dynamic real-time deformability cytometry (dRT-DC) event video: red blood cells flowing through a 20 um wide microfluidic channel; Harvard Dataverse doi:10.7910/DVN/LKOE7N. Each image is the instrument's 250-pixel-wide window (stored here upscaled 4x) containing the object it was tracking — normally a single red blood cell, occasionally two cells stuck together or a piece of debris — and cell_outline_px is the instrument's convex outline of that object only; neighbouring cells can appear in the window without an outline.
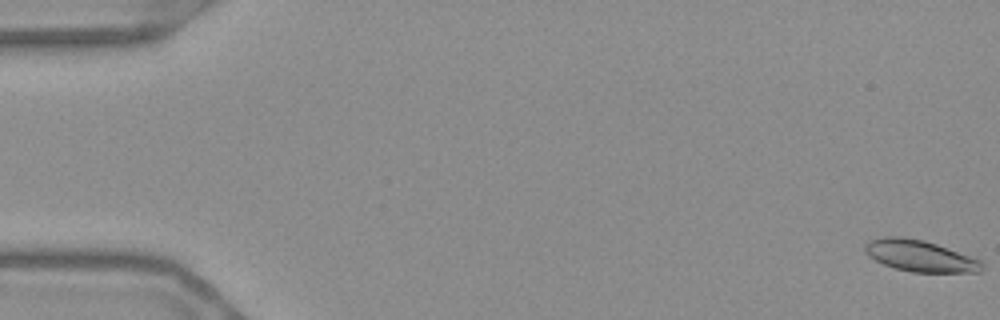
{"species": "Egyptian fruit bat (a non-hibernating species)", "species_latin": "Rousettus aegyptiacus", "temperature_condition": "warm", "stored_images_in_passage": 56, "camera_frame_rate_fps": 3000, "um_per_image_px": 0.085, "frame": {"image": 1, "passage_image": 1, "time_ms": 0.0, "image_size_px": [1000, 320], "cell_outline_px": [[984, 268], [980, 272], [912, 272], [896, 268], [884, 264], [868, 256], [864, 252], [864, 244], [868, 240], [884, 236], [900, 236], [924, 240], [936, 244], [980, 260], [984, 264]], "centroid_in_image_um": [78.16, 21.74], "position_along_channel_um": 6.8, "area_um2": 21.39}}
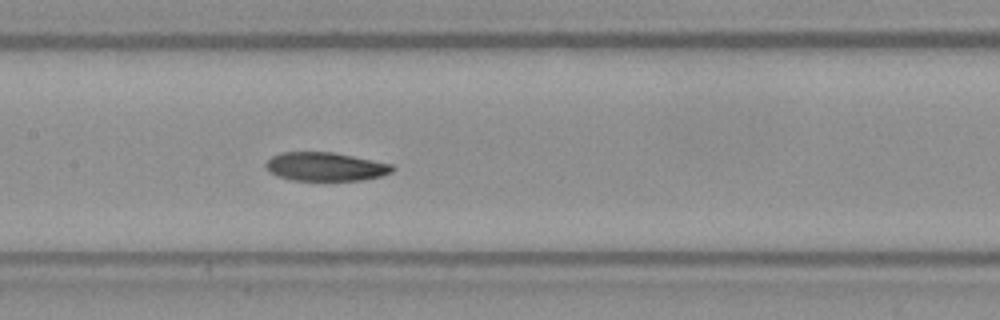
{"frame": {"image": 2, "passage_image": 28, "time_ms": 9.0, "image_size_px": [1000, 320], "cell_outline_px": [[396, 168], [392, 172], [380, 176], [360, 180], [292, 180], [276, 176], [268, 172], [264, 164], [272, 156], [280, 152], [332, 152], [392, 164]], "centroid_in_image_um": [27.62, 14.16], "position_along_channel_um": 179.8, "area_um2": 21.1}}
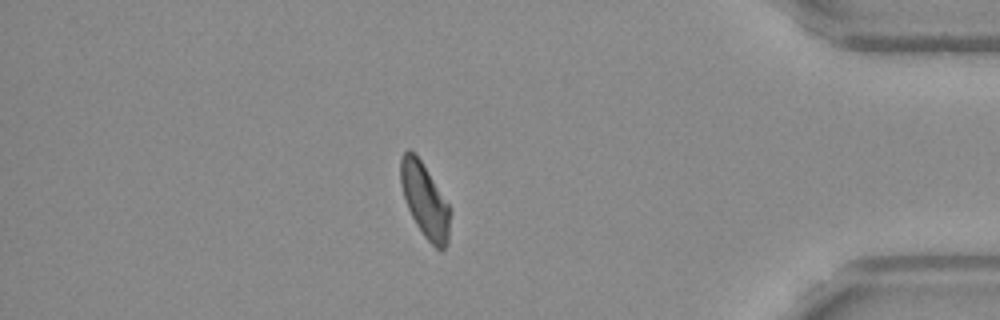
{"frame": {"image": 3, "passage_image": 49, "time_ms": 16.0, "image_size_px": [1000, 320], "cell_outline_px": [[448, 244], [440, 252], [424, 236], [416, 224], [408, 208], [400, 184], [400, 160], [404, 152], [408, 148], [420, 160], [448, 204]], "centroid_in_image_um": [36.07, 17.04], "position_along_channel_um": 399.1, "area_um2": 20.63}}